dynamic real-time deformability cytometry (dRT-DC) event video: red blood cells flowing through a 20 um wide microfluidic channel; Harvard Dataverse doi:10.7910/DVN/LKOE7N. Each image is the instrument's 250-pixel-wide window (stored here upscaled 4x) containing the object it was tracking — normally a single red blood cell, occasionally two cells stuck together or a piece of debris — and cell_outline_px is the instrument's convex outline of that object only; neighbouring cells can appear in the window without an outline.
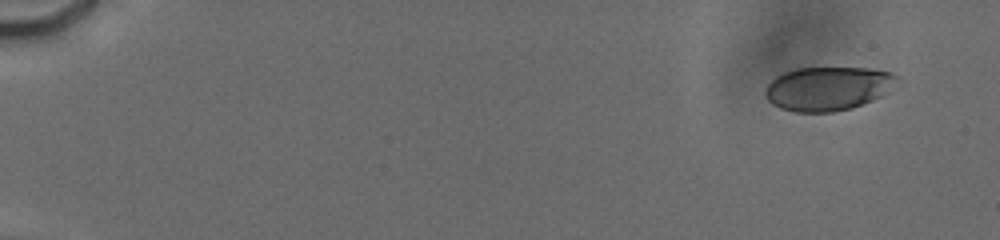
{"species": "human", "species_latin": "Homo sapiens", "temperature_condition": "cold", "stored_images_in_passage": 60, "camera_frame_rate_fps": 3000, "um_per_image_px": 0.085, "donor": {"sex": "male"}, "frame": {"image": 1, "passage_image": 10, "time_ms": 1.333, "image_size_px": [1000, 240], "cell_outline_px": [[900, 80], [880, 96], [872, 100], [852, 108], [832, 112], [792, 112], [780, 108], [772, 104], [768, 100], [764, 92], [768, 84], [776, 76], [784, 72], [796, 68], [868, 68], [892, 72]], "centroid_in_image_um": [70.35, 7.52], "position_along_channel_um": 14.7, "area_um2": 33.64}}
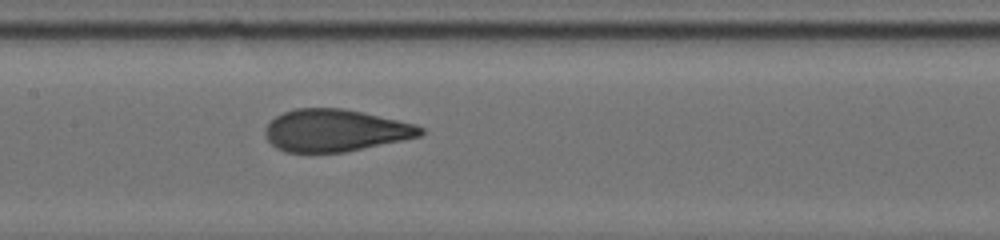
{"frame": {"image": 2, "passage_image": 42, "time_ms": 10.0, "image_size_px": [1000, 240], "cell_outline_px": [[424, 132], [420, 136], [344, 152], [284, 152], [276, 148], [268, 140], [264, 132], [264, 128], [276, 116], [284, 112], [296, 108], [344, 108], [364, 112], [416, 124], [424, 128]], "centroid_in_image_um": [28.48, 11.08], "position_along_channel_um": 178.9, "area_um2": 38.09}}
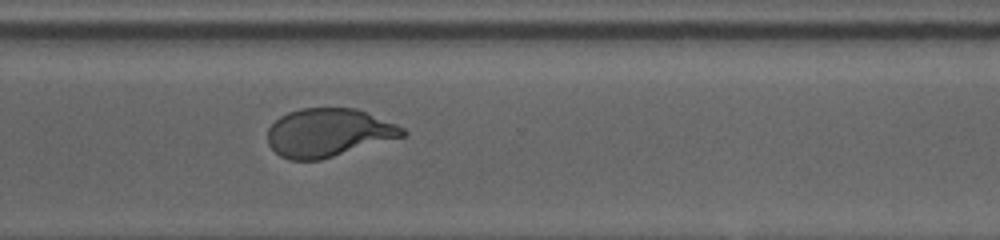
{"frame": {"image": 3, "passage_image": 59, "time_ms": 14.333, "image_size_px": [1000, 240], "cell_outline_px": [[408, 132], [404, 136], [320, 160], [288, 160], [280, 156], [268, 144], [268, 128], [280, 116], [288, 112], [300, 108], [356, 108], [396, 124], [404, 128]], "centroid_in_image_um": [27.9, 11.27], "position_along_channel_um": 342.7, "area_um2": 37.86}}